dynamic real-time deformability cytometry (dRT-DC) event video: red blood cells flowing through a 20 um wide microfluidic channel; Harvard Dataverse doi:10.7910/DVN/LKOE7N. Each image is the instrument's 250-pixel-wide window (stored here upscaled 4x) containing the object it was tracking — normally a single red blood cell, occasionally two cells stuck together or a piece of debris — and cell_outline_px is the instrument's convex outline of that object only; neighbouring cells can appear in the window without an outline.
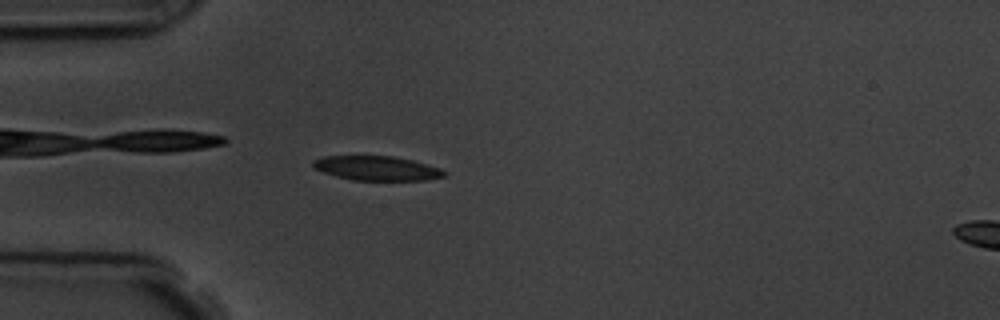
{"species": "common noctule bat (a hibernating species)", "species_latin": "Nyctalus noctula", "temperature_condition": "room temperature", "stored_images_in_passage": 5, "segment_of_instrument_passage": [1, 2], "camera_frame_rate_fps": 3000, "um_per_image_px": 0.085, "animal": {"sex": "male", "body_mass_g": 19.5, "forearm_length_mm": 54.6}, "frame": {"image": 1, "passage_image": 4, "time_ms": 3.667, "image_size_px": [1000, 320], "cell_outline_px": [[448, 172], [444, 176], [424, 180], [352, 180], [336, 176], [324, 172], [316, 168], [312, 164], [312, 160], [324, 156], [392, 156], [412, 160], [428, 164], [440, 168]], "centroid_in_image_um": [32.05, 14.3], "position_along_channel_um": 53.0, "area_um2": 18.55}}